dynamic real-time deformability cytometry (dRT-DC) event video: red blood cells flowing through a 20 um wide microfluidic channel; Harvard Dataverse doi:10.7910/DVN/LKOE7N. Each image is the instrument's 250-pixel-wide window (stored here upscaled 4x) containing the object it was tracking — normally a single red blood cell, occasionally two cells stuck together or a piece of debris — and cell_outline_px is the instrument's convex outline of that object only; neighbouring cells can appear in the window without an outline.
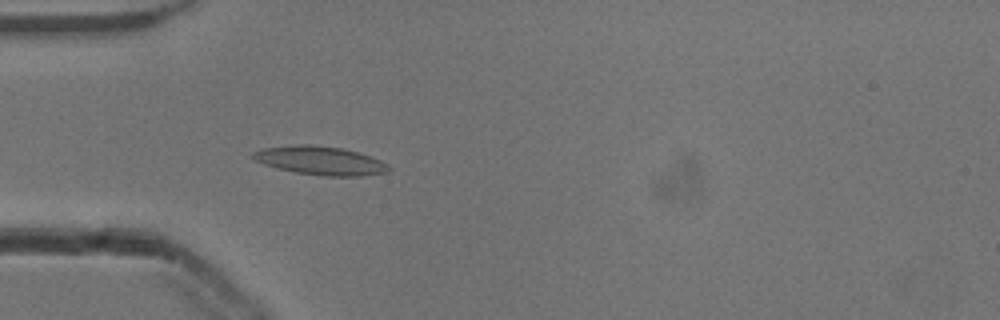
{"species": "common noctule bat (a hibernating species)", "species_latin": "Nyctalus noctula", "temperature_condition": "cold", "stored_images_in_passage": 28, "camera_frame_rate_fps": 3000, "um_per_image_px": 0.085, "animal": {"sex": "male", "body_mass_g": 13.3}, "frame": {"image": 1, "passage_image": 5, "time_ms": 1.333, "image_size_px": [1000, 320], "cell_outline_px": [[392, 168], [388, 172], [360, 176], [324, 176], [296, 172], [276, 168], [264, 164], [256, 160], [252, 156], [252, 152], [260, 148], [292, 144], [312, 144], [340, 148], [356, 152], [380, 160], [388, 164]], "centroid_in_image_um": [27.2, 13.64], "position_along_channel_um": 57.8, "area_um2": 22.66}}
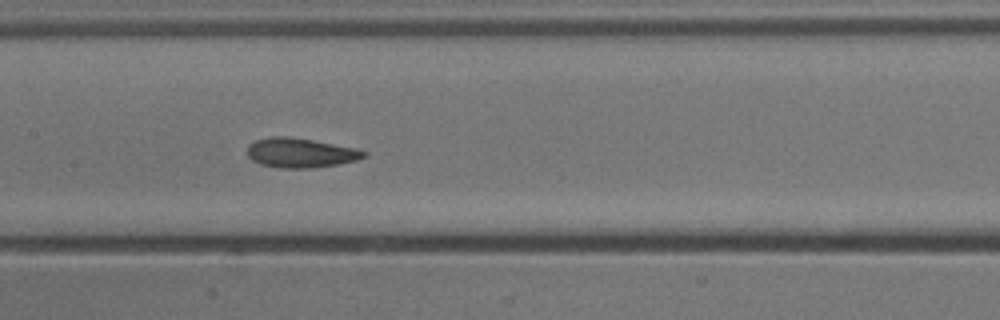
{"frame": {"image": 2, "passage_image": 15, "time_ms": 4.667, "image_size_px": [1000, 320], "cell_outline_px": [[368, 156], [356, 160], [336, 164], [312, 168], [280, 168], [260, 164], [252, 160], [248, 156], [248, 144], [256, 140], [272, 136], [288, 136], [312, 140], [356, 148], [368, 152]], "centroid_in_image_um": [25.54, 12.99], "position_along_channel_um": 181.9, "area_um2": 20.06}}
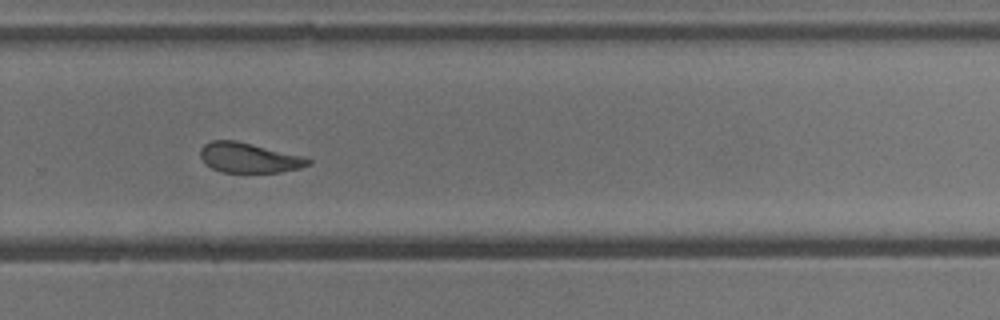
{"frame": {"image": 3, "passage_image": 25, "time_ms": 8.0, "image_size_px": [1000, 320], "cell_outline_px": [[312, 164], [300, 168], [280, 172], [220, 172], [204, 164], [200, 156], [200, 148], [204, 144], [212, 140], [236, 140], [300, 156], [312, 160]], "centroid_in_image_um": [21.11, 13.41], "position_along_channel_um": 308.7, "area_um2": 18.73}}